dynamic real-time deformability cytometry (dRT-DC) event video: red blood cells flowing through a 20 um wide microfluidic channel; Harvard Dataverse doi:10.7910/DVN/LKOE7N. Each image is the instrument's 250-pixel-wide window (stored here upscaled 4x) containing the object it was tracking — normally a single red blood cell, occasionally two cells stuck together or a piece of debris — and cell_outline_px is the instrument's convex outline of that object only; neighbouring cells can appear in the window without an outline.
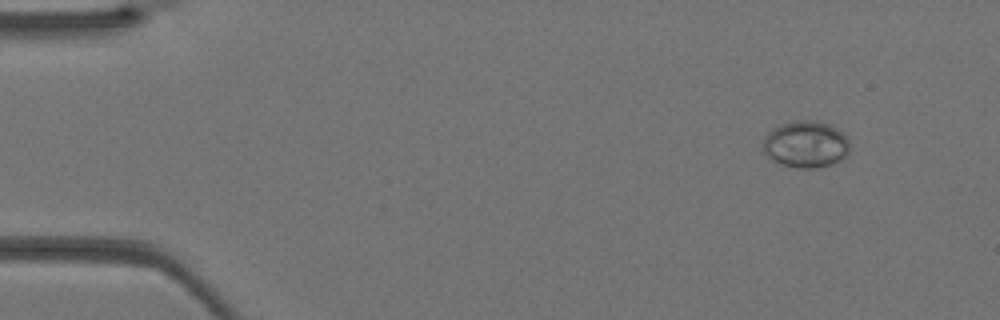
{"species": "Egyptian fruit bat (a non-hibernating species)", "species_latin": "Rousettus aegyptiacus", "temperature_condition": "warm", "stored_images_in_passage": 40, "camera_frame_rate_fps": 3000, "um_per_image_px": 0.085, "animal": {"sex": "female"}, "frame": {"image": 1, "passage_image": 4, "time_ms": 1.0, "image_size_px": [1000, 320], "cell_outline_px": [[848, 156], [832, 164], [816, 168], [796, 168], [776, 164], [764, 152], [764, 136], [772, 128], [792, 120], [808, 120], [828, 124], [844, 132], [848, 140]], "centroid_in_image_um": [68.48, 12.28], "position_along_channel_um": 16.5, "area_um2": 23.87}}
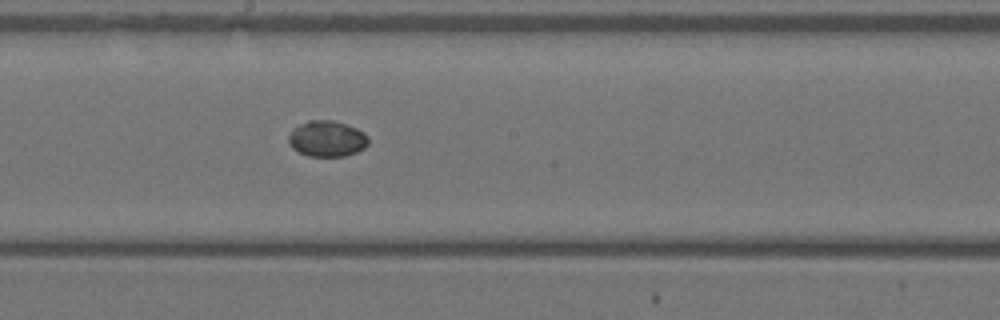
{"frame": {"image": 2, "passage_image": 22, "time_ms": 7.0, "image_size_px": [1000, 320], "cell_outline_px": [[368, 144], [364, 148], [356, 152], [344, 156], [308, 156], [292, 148], [288, 140], [288, 136], [292, 128], [308, 120], [336, 120], [356, 128], [364, 132], [368, 136]], "centroid_in_image_um": [27.79, 11.78], "position_along_channel_um": 220.4, "area_um2": 16.82}}
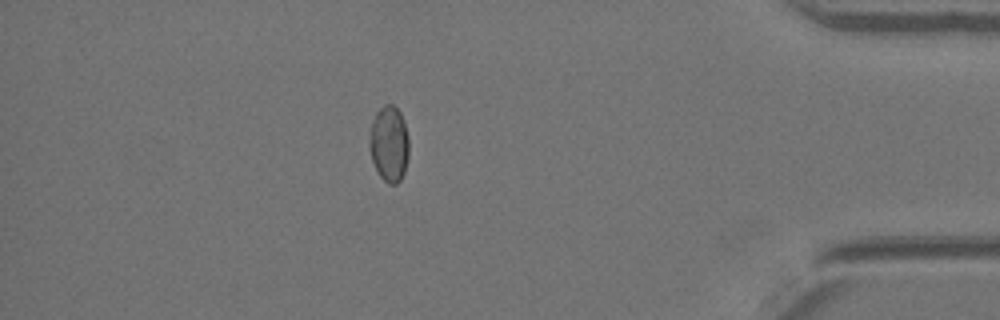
{"frame": {"image": 3, "passage_image": 35, "time_ms": 11.333, "image_size_px": [1000, 320], "cell_outline_px": [[408, 156], [404, 172], [400, 180], [396, 184], [388, 184], [380, 176], [372, 160], [368, 148], [368, 144], [372, 120], [376, 112], [384, 104], [392, 104], [400, 112], [404, 120], [408, 136]], "centroid_in_image_um": [33.06, 12.21], "position_along_channel_um": 402.1, "area_um2": 17.57}}